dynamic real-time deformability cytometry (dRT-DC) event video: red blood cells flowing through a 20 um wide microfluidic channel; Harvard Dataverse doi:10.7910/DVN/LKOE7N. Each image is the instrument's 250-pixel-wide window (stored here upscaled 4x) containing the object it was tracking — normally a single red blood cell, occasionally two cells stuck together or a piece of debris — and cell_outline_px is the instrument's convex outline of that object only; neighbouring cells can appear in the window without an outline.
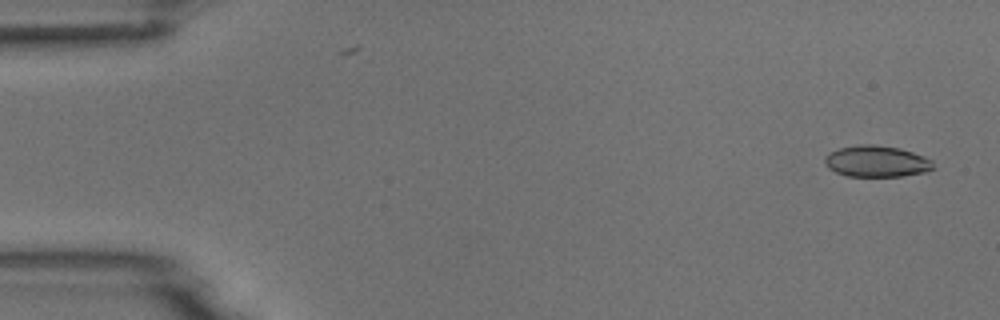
{"species": "common noctule bat (a hibernating species)", "species_latin": "Nyctalus noctula", "temperature_condition": "room temperature", "stored_images_in_passage": 4, "camera_frame_rate_fps": 3000, "um_per_image_px": 0.085, "animal": {"sex": "male", "body_mass_g": 18.8}, "frame": {"image": 1, "passage_image": 1, "time_ms": 0.0, "image_size_px": [1000, 320], "cell_outline_px": [[936, 168], [924, 172], [900, 176], [848, 176], [836, 172], [828, 168], [824, 164], [824, 160], [828, 152], [840, 148], [860, 144], [872, 144], [900, 148], [924, 156], [932, 160]], "centroid_in_image_um": [74.51, 13.71], "position_along_channel_um": 10.5, "area_um2": 19.88}}
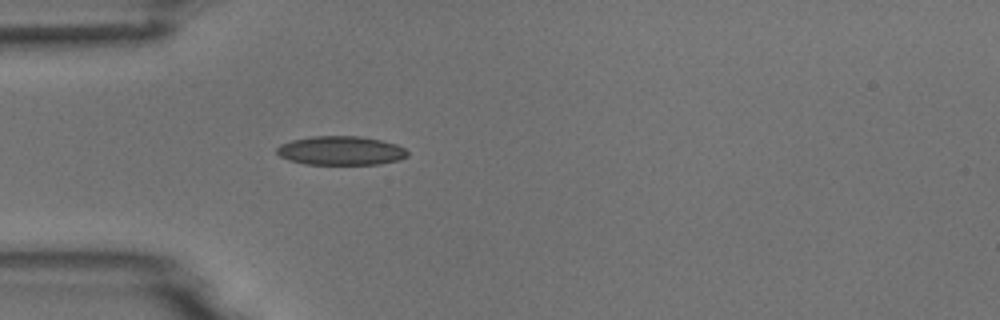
{"frame": {"image": 2, "passage_image": 4, "time_ms": 4.333, "image_size_px": [1000, 320], "cell_outline_px": [[408, 156], [400, 160], [380, 164], [304, 164], [288, 160], [280, 156], [276, 152], [276, 148], [280, 144], [292, 140], [312, 136], [360, 136], [380, 140], [396, 144], [404, 148], [408, 152]], "centroid_in_image_um": [28.97, 12.81], "position_along_channel_um": 56.0, "area_um2": 22.14}}